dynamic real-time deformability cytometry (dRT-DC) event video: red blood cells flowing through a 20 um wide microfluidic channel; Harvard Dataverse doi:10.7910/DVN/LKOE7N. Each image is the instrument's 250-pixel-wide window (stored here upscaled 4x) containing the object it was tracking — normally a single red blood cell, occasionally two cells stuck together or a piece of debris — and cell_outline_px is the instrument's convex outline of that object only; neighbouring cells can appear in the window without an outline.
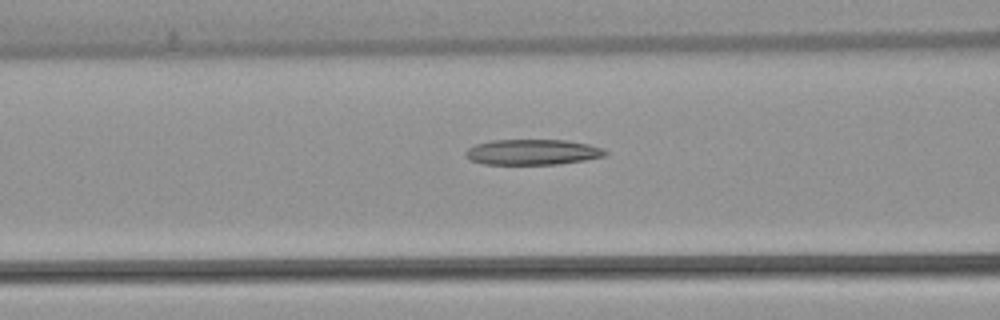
{"species": "common noctule bat (a hibernating species)", "species_latin": "Nyctalus noctula", "temperature_condition": "warm", "stored_images_in_passage": 34, "camera_frame_rate_fps": 3000, "um_per_image_px": 0.085, "animal": {"sex": "female", "body_mass_g": 22.7, "forearm_length_mm": 54.2}, "frame": {"image": 1, "passage_image": 12, "time_ms": 3.667, "image_size_px": [1000, 320], "cell_outline_px": [[608, 152], [604, 156], [584, 160], [556, 164], [484, 164], [472, 160], [464, 156], [464, 152], [468, 148], [476, 144], [492, 140], [568, 140], [588, 144], [604, 148]], "centroid_in_image_um": [45.26, 12.92], "position_along_channel_um": 121.3, "area_um2": 20.75}}
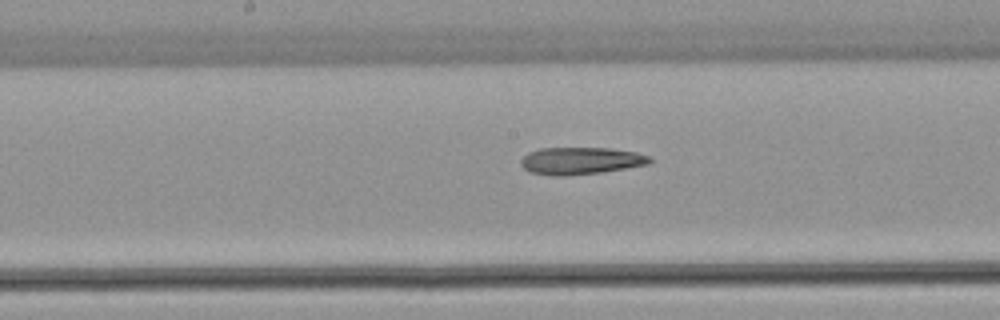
{"frame": {"image": 2, "passage_image": 18, "time_ms": 5.667, "image_size_px": [1000, 320], "cell_outline_px": [[652, 160], [648, 164], [600, 172], [564, 176], [552, 176], [528, 172], [520, 164], [520, 160], [528, 152], [540, 148], [612, 148], [636, 152], [652, 156]], "centroid_in_image_um": [49.34, 13.66], "position_along_channel_um": 198.9, "area_um2": 20.52}}
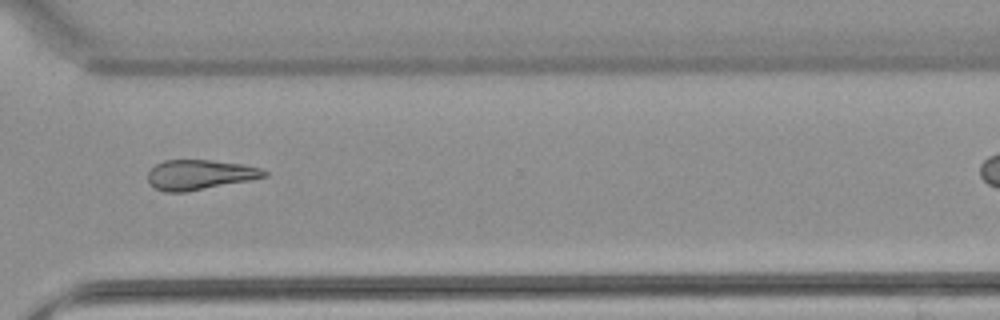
{"frame": {"image": 3, "passage_image": 30, "time_ms": 9.667, "image_size_px": [1000, 320], "cell_outline_px": [[268, 176], [248, 180], [184, 192], [164, 192], [156, 188], [148, 180], [148, 172], [156, 164], [164, 160], [212, 160], [244, 164], [260, 168], [268, 172]], "centroid_in_image_um": [16.98, 14.84], "position_along_channel_um": 353.6, "area_um2": 20.06}}